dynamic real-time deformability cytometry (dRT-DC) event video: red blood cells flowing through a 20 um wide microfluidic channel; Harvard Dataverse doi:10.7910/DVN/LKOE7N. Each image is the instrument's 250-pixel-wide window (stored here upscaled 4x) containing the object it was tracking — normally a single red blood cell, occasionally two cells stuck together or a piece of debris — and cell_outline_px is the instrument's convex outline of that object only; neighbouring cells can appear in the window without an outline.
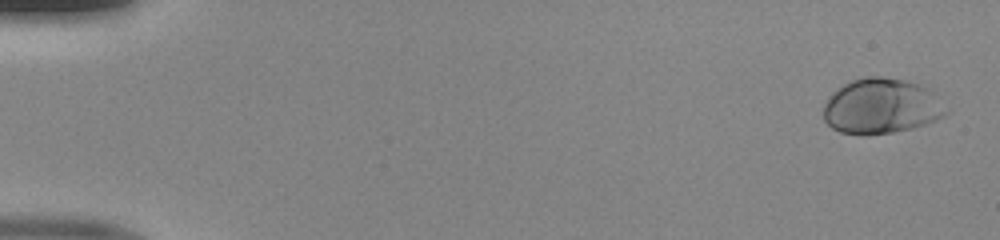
{"species": "human", "species_latin": "Homo sapiens", "temperature_condition": "room temperature", "stored_images_in_passage": 50, "camera_frame_rate_fps": 3000, "um_per_image_px": 0.085, "donor": {"sex": "male"}, "frame": {"image": 1, "passage_image": 2, "time_ms": 0.333, "image_size_px": [1000, 240], "cell_outline_px": [[948, 112], [944, 116], [936, 120], [912, 128], [892, 132], [868, 136], [840, 132], [832, 128], [824, 120], [824, 104], [828, 96], [832, 92], [844, 84], [852, 80], [864, 76], [880, 76], [904, 80], [920, 84], [928, 88], [932, 92]], "centroid_in_image_um": [74.87, 9.03], "position_along_channel_um": 10.1, "area_um2": 39.54}}
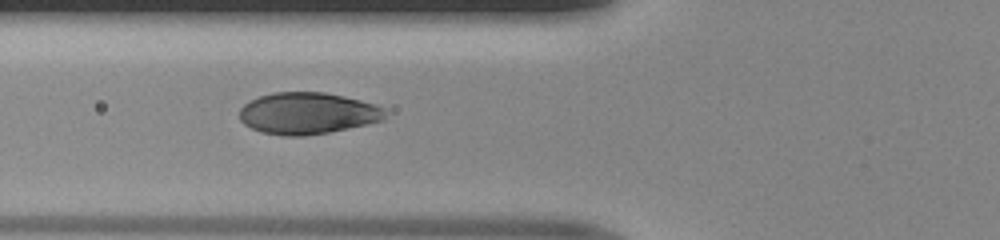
{"frame": {"image": 2, "passage_image": 20, "time_ms": 6.333, "image_size_px": [1000, 240], "cell_outline_px": [[384, 120], [368, 124], [328, 132], [304, 136], [284, 136], [260, 132], [244, 124], [240, 120], [240, 108], [248, 100], [272, 92], [324, 92], [344, 96], [376, 104], [384, 108]], "centroid_in_image_um": [26.12, 9.63], "position_along_channel_um": 99.7, "area_um2": 35.49}}
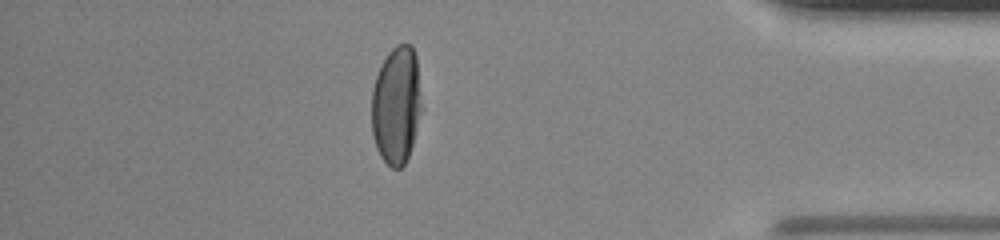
{"frame": {"image": 3, "passage_image": 44, "time_ms": 14.333, "image_size_px": [1000, 240], "cell_outline_px": [[424, 108], [408, 156], [404, 164], [400, 168], [392, 168], [380, 156], [376, 148], [372, 132], [372, 88], [376, 76], [388, 52], [396, 44], [412, 44], [416, 56]], "centroid_in_image_um": [33.72, 8.92], "position_along_channel_um": 401.5, "area_um2": 34.91}}